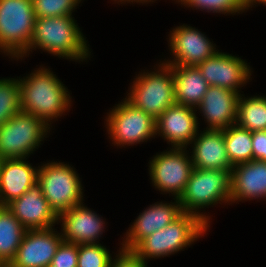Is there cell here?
<instances>
[{
    "label": "cell",
    "mask_w": 266,
    "mask_h": 267,
    "mask_svg": "<svg viewBox=\"0 0 266 267\" xmlns=\"http://www.w3.org/2000/svg\"><path fill=\"white\" fill-rule=\"evenodd\" d=\"M19 87L22 111L42 119L48 126L72 106L68 89L45 66L41 65L27 76L19 77Z\"/></svg>",
    "instance_id": "cell-1"
},
{
    "label": "cell",
    "mask_w": 266,
    "mask_h": 267,
    "mask_svg": "<svg viewBox=\"0 0 266 267\" xmlns=\"http://www.w3.org/2000/svg\"><path fill=\"white\" fill-rule=\"evenodd\" d=\"M36 48L76 62H86L91 55L86 37L80 31L73 16L36 18L29 48L14 60H22Z\"/></svg>",
    "instance_id": "cell-2"
},
{
    "label": "cell",
    "mask_w": 266,
    "mask_h": 267,
    "mask_svg": "<svg viewBox=\"0 0 266 267\" xmlns=\"http://www.w3.org/2000/svg\"><path fill=\"white\" fill-rule=\"evenodd\" d=\"M179 202L183 212L196 215L210 227L209 214L200 211L218 203L231 204V170L193 168Z\"/></svg>",
    "instance_id": "cell-3"
},
{
    "label": "cell",
    "mask_w": 266,
    "mask_h": 267,
    "mask_svg": "<svg viewBox=\"0 0 266 267\" xmlns=\"http://www.w3.org/2000/svg\"><path fill=\"white\" fill-rule=\"evenodd\" d=\"M209 227L196 215L183 212L172 223L143 239L132 251L147 260L178 253L206 234Z\"/></svg>",
    "instance_id": "cell-4"
},
{
    "label": "cell",
    "mask_w": 266,
    "mask_h": 267,
    "mask_svg": "<svg viewBox=\"0 0 266 267\" xmlns=\"http://www.w3.org/2000/svg\"><path fill=\"white\" fill-rule=\"evenodd\" d=\"M155 71L138 74L128 90L126 99L136 108L157 119L168 107L176 104L174 76L171 65L155 64Z\"/></svg>",
    "instance_id": "cell-5"
},
{
    "label": "cell",
    "mask_w": 266,
    "mask_h": 267,
    "mask_svg": "<svg viewBox=\"0 0 266 267\" xmlns=\"http://www.w3.org/2000/svg\"><path fill=\"white\" fill-rule=\"evenodd\" d=\"M35 19L32 0H0V52L19 58L29 48Z\"/></svg>",
    "instance_id": "cell-6"
},
{
    "label": "cell",
    "mask_w": 266,
    "mask_h": 267,
    "mask_svg": "<svg viewBox=\"0 0 266 267\" xmlns=\"http://www.w3.org/2000/svg\"><path fill=\"white\" fill-rule=\"evenodd\" d=\"M38 167L37 183L57 215L82 203V181L73 166L52 160Z\"/></svg>",
    "instance_id": "cell-7"
},
{
    "label": "cell",
    "mask_w": 266,
    "mask_h": 267,
    "mask_svg": "<svg viewBox=\"0 0 266 267\" xmlns=\"http://www.w3.org/2000/svg\"><path fill=\"white\" fill-rule=\"evenodd\" d=\"M50 129L42 119L22 110L17 112L0 127V160L28 158Z\"/></svg>",
    "instance_id": "cell-8"
},
{
    "label": "cell",
    "mask_w": 266,
    "mask_h": 267,
    "mask_svg": "<svg viewBox=\"0 0 266 267\" xmlns=\"http://www.w3.org/2000/svg\"><path fill=\"white\" fill-rule=\"evenodd\" d=\"M105 117L106 129L112 144L124 147L147 142L156 136V119L136 108L126 98Z\"/></svg>",
    "instance_id": "cell-9"
},
{
    "label": "cell",
    "mask_w": 266,
    "mask_h": 267,
    "mask_svg": "<svg viewBox=\"0 0 266 267\" xmlns=\"http://www.w3.org/2000/svg\"><path fill=\"white\" fill-rule=\"evenodd\" d=\"M187 151L186 148H170L149 160L151 183L161 194L168 193L170 196L171 193V196L179 199L185 191L193 170L191 156Z\"/></svg>",
    "instance_id": "cell-10"
},
{
    "label": "cell",
    "mask_w": 266,
    "mask_h": 267,
    "mask_svg": "<svg viewBox=\"0 0 266 267\" xmlns=\"http://www.w3.org/2000/svg\"><path fill=\"white\" fill-rule=\"evenodd\" d=\"M170 55L174 59H164L171 66H198L216 52L209 38L195 27L183 24L173 28L169 33Z\"/></svg>",
    "instance_id": "cell-11"
},
{
    "label": "cell",
    "mask_w": 266,
    "mask_h": 267,
    "mask_svg": "<svg viewBox=\"0 0 266 267\" xmlns=\"http://www.w3.org/2000/svg\"><path fill=\"white\" fill-rule=\"evenodd\" d=\"M238 56L216 52L197 67L209 86L230 89L239 95L241 87L251 80V67Z\"/></svg>",
    "instance_id": "cell-12"
},
{
    "label": "cell",
    "mask_w": 266,
    "mask_h": 267,
    "mask_svg": "<svg viewBox=\"0 0 266 267\" xmlns=\"http://www.w3.org/2000/svg\"><path fill=\"white\" fill-rule=\"evenodd\" d=\"M197 109L174 104L156 119V136L162 137L172 148H188L197 133Z\"/></svg>",
    "instance_id": "cell-13"
},
{
    "label": "cell",
    "mask_w": 266,
    "mask_h": 267,
    "mask_svg": "<svg viewBox=\"0 0 266 267\" xmlns=\"http://www.w3.org/2000/svg\"><path fill=\"white\" fill-rule=\"evenodd\" d=\"M174 202H156L137 216L124 234L121 249L132 251L143 239L172 223L182 213L178 198Z\"/></svg>",
    "instance_id": "cell-14"
},
{
    "label": "cell",
    "mask_w": 266,
    "mask_h": 267,
    "mask_svg": "<svg viewBox=\"0 0 266 267\" xmlns=\"http://www.w3.org/2000/svg\"><path fill=\"white\" fill-rule=\"evenodd\" d=\"M54 227L27 230L12 263L16 267H49L64 241Z\"/></svg>",
    "instance_id": "cell-15"
},
{
    "label": "cell",
    "mask_w": 266,
    "mask_h": 267,
    "mask_svg": "<svg viewBox=\"0 0 266 267\" xmlns=\"http://www.w3.org/2000/svg\"><path fill=\"white\" fill-rule=\"evenodd\" d=\"M83 203L58 215V222H62L61 236L64 242L73 244H99V237L105 231L104 219Z\"/></svg>",
    "instance_id": "cell-16"
},
{
    "label": "cell",
    "mask_w": 266,
    "mask_h": 267,
    "mask_svg": "<svg viewBox=\"0 0 266 267\" xmlns=\"http://www.w3.org/2000/svg\"><path fill=\"white\" fill-rule=\"evenodd\" d=\"M7 208L27 230L48 229L59 224L58 215L43 196L38 183L10 202Z\"/></svg>",
    "instance_id": "cell-17"
},
{
    "label": "cell",
    "mask_w": 266,
    "mask_h": 267,
    "mask_svg": "<svg viewBox=\"0 0 266 267\" xmlns=\"http://www.w3.org/2000/svg\"><path fill=\"white\" fill-rule=\"evenodd\" d=\"M239 94L230 89L209 86L196 108L204 117L208 130H225L237 123Z\"/></svg>",
    "instance_id": "cell-18"
},
{
    "label": "cell",
    "mask_w": 266,
    "mask_h": 267,
    "mask_svg": "<svg viewBox=\"0 0 266 267\" xmlns=\"http://www.w3.org/2000/svg\"><path fill=\"white\" fill-rule=\"evenodd\" d=\"M26 160L27 158L0 160V206H7L37 183L39 167H32Z\"/></svg>",
    "instance_id": "cell-19"
},
{
    "label": "cell",
    "mask_w": 266,
    "mask_h": 267,
    "mask_svg": "<svg viewBox=\"0 0 266 267\" xmlns=\"http://www.w3.org/2000/svg\"><path fill=\"white\" fill-rule=\"evenodd\" d=\"M192 141L191 160L193 168L231 170L234 165L229 159L222 130H200Z\"/></svg>",
    "instance_id": "cell-20"
},
{
    "label": "cell",
    "mask_w": 266,
    "mask_h": 267,
    "mask_svg": "<svg viewBox=\"0 0 266 267\" xmlns=\"http://www.w3.org/2000/svg\"><path fill=\"white\" fill-rule=\"evenodd\" d=\"M266 199V162L251 160L231 169V204Z\"/></svg>",
    "instance_id": "cell-21"
},
{
    "label": "cell",
    "mask_w": 266,
    "mask_h": 267,
    "mask_svg": "<svg viewBox=\"0 0 266 267\" xmlns=\"http://www.w3.org/2000/svg\"><path fill=\"white\" fill-rule=\"evenodd\" d=\"M175 102L197 108L209 87L197 66H172Z\"/></svg>",
    "instance_id": "cell-22"
},
{
    "label": "cell",
    "mask_w": 266,
    "mask_h": 267,
    "mask_svg": "<svg viewBox=\"0 0 266 267\" xmlns=\"http://www.w3.org/2000/svg\"><path fill=\"white\" fill-rule=\"evenodd\" d=\"M27 229L7 206H0V262H12Z\"/></svg>",
    "instance_id": "cell-23"
},
{
    "label": "cell",
    "mask_w": 266,
    "mask_h": 267,
    "mask_svg": "<svg viewBox=\"0 0 266 267\" xmlns=\"http://www.w3.org/2000/svg\"><path fill=\"white\" fill-rule=\"evenodd\" d=\"M236 124L251 132L266 130V96L247 98L240 94Z\"/></svg>",
    "instance_id": "cell-24"
},
{
    "label": "cell",
    "mask_w": 266,
    "mask_h": 267,
    "mask_svg": "<svg viewBox=\"0 0 266 267\" xmlns=\"http://www.w3.org/2000/svg\"><path fill=\"white\" fill-rule=\"evenodd\" d=\"M224 131L226 150L233 165L253 160L252 132L239 127L229 126Z\"/></svg>",
    "instance_id": "cell-25"
},
{
    "label": "cell",
    "mask_w": 266,
    "mask_h": 267,
    "mask_svg": "<svg viewBox=\"0 0 266 267\" xmlns=\"http://www.w3.org/2000/svg\"><path fill=\"white\" fill-rule=\"evenodd\" d=\"M21 110L19 79H0V127Z\"/></svg>",
    "instance_id": "cell-26"
},
{
    "label": "cell",
    "mask_w": 266,
    "mask_h": 267,
    "mask_svg": "<svg viewBox=\"0 0 266 267\" xmlns=\"http://www.w3.org/2000/svg\"><path fill=\"white\" fill-rule=\"evenodd\" d=\"M184 5L192 9H199L206 12L220 13V14H241L249 8L242 0H180L178 4Z\"/></svg>",
    "instance_id": "cell-27"
},
{
    "label": "cell",
    "mask_w": 266,
    "mask_h": 267,
    "mask_svg": "<svg viewBox=\"0 0 266 267\" xmlns=\"http://www.w3.org/2000/svg\"><path fill=\"white\" fill-rule=\"evenodd\" d=\"M112 256L101 243L78 244L77 267H110Z\"/></svg>",
    "instance_id": "cell-28"
},
{
    "label": "cell",
    "mask_w": 266,
    "mask_h": 267,
    "mask_svg": "<svg viewBox=\"0 0 266 267\" xmlns=\"http://www.w3.org/2000/svg\"><path fill=\"white\" fill-rule=\"evenodd\" d=\"M82 0H32L36 18L73 16ZM74 10V11H73Z\"/></svg>",
    "instance_id": "cell-29"
},
{
    "label": "cell",
    "mask_w": 266,
    "mask_h": 267,
    "mask_svg": "<svg viewBox=\"0 0 266 267\" xmlns=\"http://www.w3.org/2000/svg\"><path fill=\"white\" fill-rule=\"evenodd\" d=\"M78 244L62 242L53 257L50 267H77Z\"/></svg>",
    "instance_id": "cell-30"
},
{
    "label": "cell",
    "mask_w": 266,
    "mask_h": 267,
    "mask_svg": "<svg viewBox=\"0 0 266 267\" xmlns=\"http://www.w3.org/2000/svg\"><path fill=\"white\" fill-rule=\"evenodd\" d=\"M110 263V267H147L148 263L141 260L133 251L119 249Z\"/></svg>",
    "instance_id": "cell-31"
},
{
    "label": "cell",
    "mask_w": 266,
    "mask_h": 267,
    "mask_svg": "<svg viewBox=\"0 0 266 267\" xmlns=\"http://www.w3.org/2000/svg\"><path fill=\"white\" fill-rule=\"evenodd\" d=\"M253 160L266 162V130L252 132Z\"/></svg>",
    "instance_id": "cell-32"
},
{
    "label": "cell",
    "mask_w": 266,
    "mask_h": 267,
    "mask_svg": "<svg viewBox=\"0 0 266 267\" xmlns=\"http://www.w3.org/2000/svg\"><path fill=\"white\" fill-rule=\"evenodd\" d=\"M244 4L250 9L256 4H263L266 6V0H242Z\"/></svg>",
    "instance_id": "cell-33"
},
{
    "label": "cell",
    "mask_w": 266,
    "mask_h": 267,
    "mask_svg": "<svg viewBox=\"0 0 266 267\" xmlns=\"http://www.w3.org/2000/svg\"><path fill=\"white\" fill-rule=\"evenodd\" d=\"M154 1H156V0H123V4H125V3L128 4V3H131V2H132L131 4H134L135 2H136L137 4H138V3H139V4H140V3H142V4H144V3L146 4V3H147V4H148V3H150V2L153 3ZM133 2H134V3H133Z\"/></svg>",
    "instance_id": "cell-34"
},
{
    "label": "cell",
    "mask_w": 266,
    "mask_h": 267,
    "mask_svg": "<svg viewBox=\"0 0 266 267\" xmlns=\"http://www.w3.org/2000/svg\"><path fill=\"white\" fill-rule=\"evenodd\" d=\"M0 267H16L12 262H0Z\"/></svg>",
    "instance_id": "cell-35"
},
{
    "label": "cell",
    "mask_w": 266,
    "mask_h": 267,
    "mask_svg": "<svg viewBox=\"0 0 266 267\" xmlns=\"http://www.w3.org/2000/svg\"><path fill=\"white\" fill-rule=\"evenodd\" d=\"M112 1V0H111ZM114 1V3H117L118 5L119 4H123V0H113Z\"/></svg>",
    "instance_id": "cell-36"
}]
</instances>
